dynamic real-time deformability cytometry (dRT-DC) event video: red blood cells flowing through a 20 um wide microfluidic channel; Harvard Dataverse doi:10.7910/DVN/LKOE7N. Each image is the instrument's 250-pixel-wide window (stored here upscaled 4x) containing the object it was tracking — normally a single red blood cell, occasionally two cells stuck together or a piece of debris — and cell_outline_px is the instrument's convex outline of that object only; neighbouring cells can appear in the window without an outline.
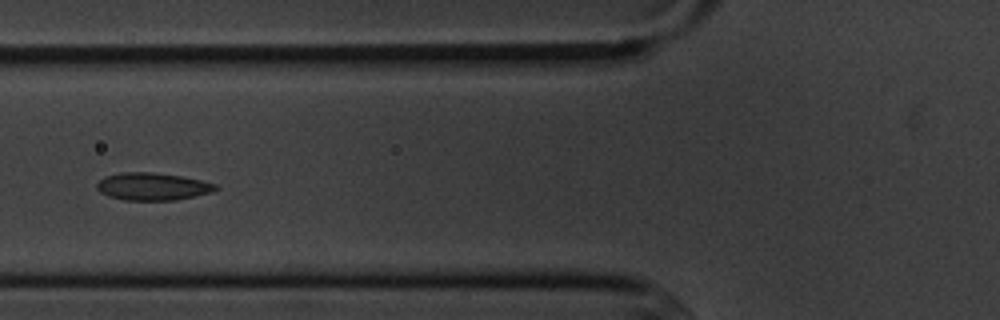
{"species": "common noctule bat (a hibernating species)", "species_latin": "Nyctalus noctula", "temperature_condition": "cold", "stored_images_in_passage": 9, "camera_frame_rate_fps": 3000, "um_per_image_px": 0.085, "animal": {"sex": "male", "body_mass_g": 20.1, "forearm_length_mm": 53.5}, "frame": {"image": 1, "passage_image": 7, "time_ms": 7.0, "image_size_px": [1000, 320], "cell_outline_px": [[220, 188], [212, 192], [196, 196], [176, 200], [124, 200], [108, 196], [100, 192], [96, 188], [96, 184], [104, 176], [120, 172], [152, 172], [180, 176], [200, 180], [216, 184]], "centroid_in_image_um": [12.96, 15.85], "position_along_channel_um": 112.8, "area_um2": 19.13}}
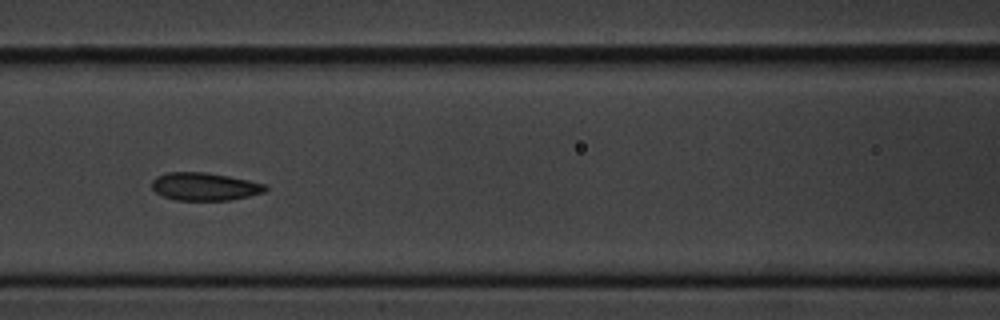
{"frame": {"image": 2, "passage_image": 8, "time_ms": 8.0, "image_size_px": [1000, 320], "cell_outline_px": [[268, 188], [264, 192], [232, 200], [176, 200], [164, 196], [156, 192], [152, 188], [152, 180], [156, 176], [168, 172], [204, 172], [228, 176], [268, 184]], "centroid_in_image_um": [17.41, 15.85], "position_along_channel_um": 149.2, "area_um2": 18.44}}
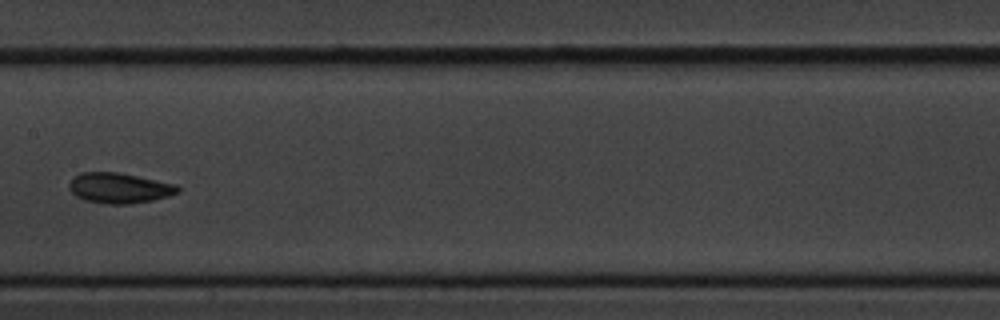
{"frame": {"image": 3, "passage_image": 9, "time_ms": 9.333, "image_size_px": [1000, 320], "cell_outline_px": [[180, 192], [168, 196], [152, 200], [128, 204], [104, 204], [84, 200], [76, 196], [68, 188], [68, 184], [80, 172], [116, 172], [176, 184], [180, 188]], "centroid_in_image_um": [10.13, 15.99], "position_along_channel_um": 197.3, "area_um2": 19.13}}